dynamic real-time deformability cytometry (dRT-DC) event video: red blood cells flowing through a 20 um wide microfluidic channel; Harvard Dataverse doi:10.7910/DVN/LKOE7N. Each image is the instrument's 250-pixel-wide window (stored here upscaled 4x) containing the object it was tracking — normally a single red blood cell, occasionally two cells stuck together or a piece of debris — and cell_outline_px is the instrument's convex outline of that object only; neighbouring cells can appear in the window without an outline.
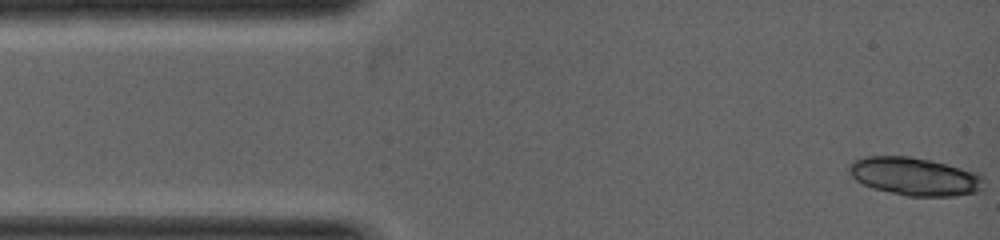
{"species": "common noctule bat (a hibernating species)", "species_latin": "Nyctalus noctula", "temperature_condition": "warm", "stored_images_in_passage": 3, "camera_frame_rate_fps": 5000, "um_per_image_px": 0.085, "animal": {"sex": "female", "body_mass_g": 19.0, "forearm_length_mm": 53.3}, "frame": {"image": 1, "passage_image": 1, "time_ms": 0.0, "image_size_px": [1000, 240], "cell_outline_px": [[984, 188], [980, 192], [952, 196], [908, 196], [876, 188], [864, 184], [856, 180], [848, 172], [848, 164], [852, 160], [864, 156], [908, 156], [932, 160], [980, 172], [984, 176]], "centroid_in_image_um": [77.81, 14.98], "position_along_channel_um": 7.2, "area_um2": 30.29}}